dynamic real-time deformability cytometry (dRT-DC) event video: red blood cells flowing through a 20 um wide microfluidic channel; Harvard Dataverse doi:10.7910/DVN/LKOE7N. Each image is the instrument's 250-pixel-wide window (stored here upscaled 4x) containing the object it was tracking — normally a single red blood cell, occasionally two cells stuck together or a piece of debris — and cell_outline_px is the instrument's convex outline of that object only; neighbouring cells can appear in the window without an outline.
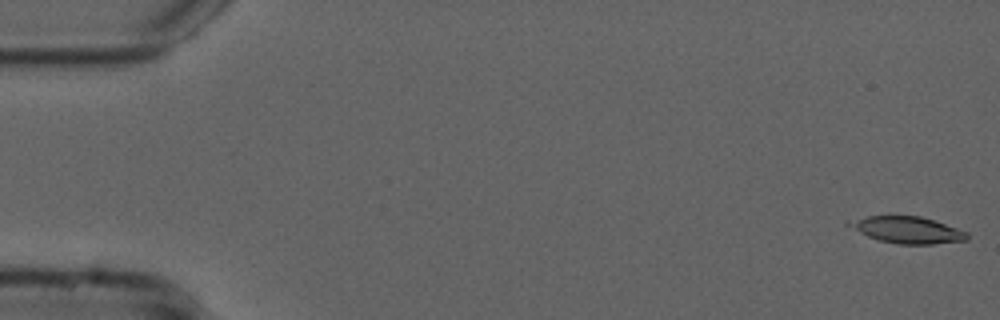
{"species": "common noctule bat (a hibernating species)", "species_latin": "Nyctalus noctula", "temperature_condition": "cold", "stored_images_in_passage": 21, "camera_frame_rate_fps": 3000, "um_per_image_px": 0.085, "animal": {"sex": "male", "forearm_length_mm": 52.5}, "frame": {"image": 1, "passage_image": 1, "time_ms": 0.0, "image_size_px": [1000, 320], "cell_outline_px": [[968, 240], [932, 244], [900, 244], [880, 240], [868, 236], [844, 224], [848, 220], [868, 216], [920, 216], [968, 232]], "centroid_in_image_um": [77.1, 19.54], "position_along_channel_um": 7.9, "area_um2": 18.09}}
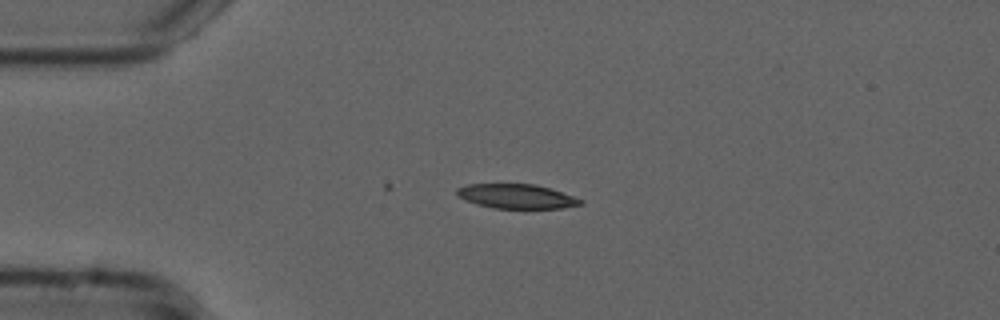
{"frame": {"image": 2, "passage_image": 13, "time_ms": 4.0, "image_size_px": [1000, 320], "cell_outline_px": [[584, 204], [564, 208], [492, 208], [476, 204], [464, 200], [456, 196], [456, 188], [468, 184], [536, 184], [584, 200]], "centroid_in_image_um": [43.87, 16.69], "position_along_channel_um": 41.1, "area_um2": 17.63}}
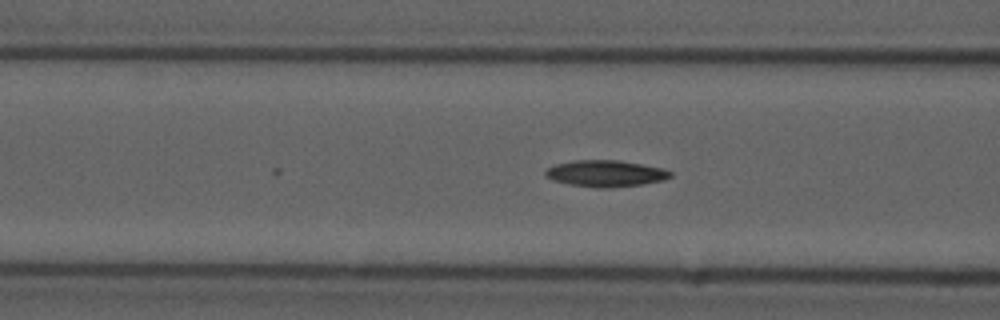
{"frame": {"image": 3, "passage_image": 21, "time_ms": 6.667, "image_size_px": [1000, 320], "cell_outline_px": [[672, 176], [664, 180], [644, 184], [608, 188], [596, 188], [568, 184], [552, 180], [544, 176], [544, 172], [548, 168], [556, 164], [572, 160], [616, 160], [664, 168], [672, 172]], "centroid_in_image_um": [51.47, 14.75], "position_along_channel_um": 115.1, "area_um2": 19.42}}